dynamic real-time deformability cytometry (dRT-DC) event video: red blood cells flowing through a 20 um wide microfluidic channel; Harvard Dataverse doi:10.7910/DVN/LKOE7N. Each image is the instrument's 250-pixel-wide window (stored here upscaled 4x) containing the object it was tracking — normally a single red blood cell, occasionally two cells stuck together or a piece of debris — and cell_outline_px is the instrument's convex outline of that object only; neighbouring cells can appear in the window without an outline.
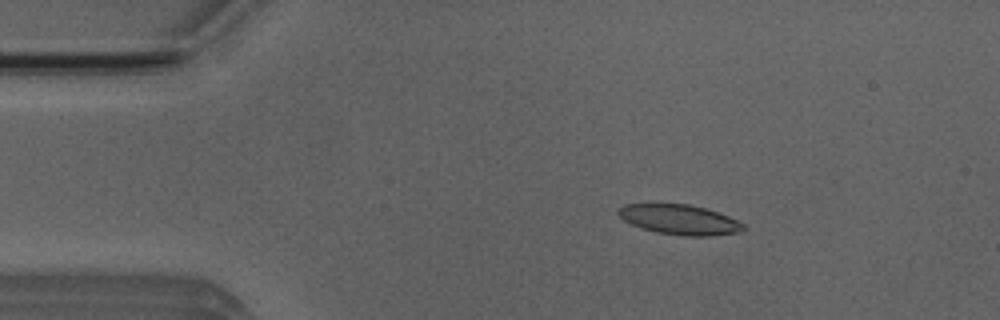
{"species": "Egyptian fruit bat (a non-hibernating species)", "species_latin": "Rousettus aegyptiacus", "temperature_condition": "room temperature", "stored_images_in_passage": 4, "camera_frame_rate_fps": 3000, "um_per_image_px": 0.085, "animal": {"sex": "male"}, "frame": {"image": 1, "passage_image": 2, "time_ms": 1.0, "image_size_px": [1000, 320], "cell_outline_px": [[748, 228], [740, 232], [712, 236], [684, 236], [656, 232], [640, 228], [624, 220], [616, 212], [616, 208], [624, 204], [688, 204], [704, 208], [728, 216], [744, 224]], "centroid_in_image_um": [57.75, 18.67], "position_along_channel_um": 27.2, "area_um2": 21.91}}